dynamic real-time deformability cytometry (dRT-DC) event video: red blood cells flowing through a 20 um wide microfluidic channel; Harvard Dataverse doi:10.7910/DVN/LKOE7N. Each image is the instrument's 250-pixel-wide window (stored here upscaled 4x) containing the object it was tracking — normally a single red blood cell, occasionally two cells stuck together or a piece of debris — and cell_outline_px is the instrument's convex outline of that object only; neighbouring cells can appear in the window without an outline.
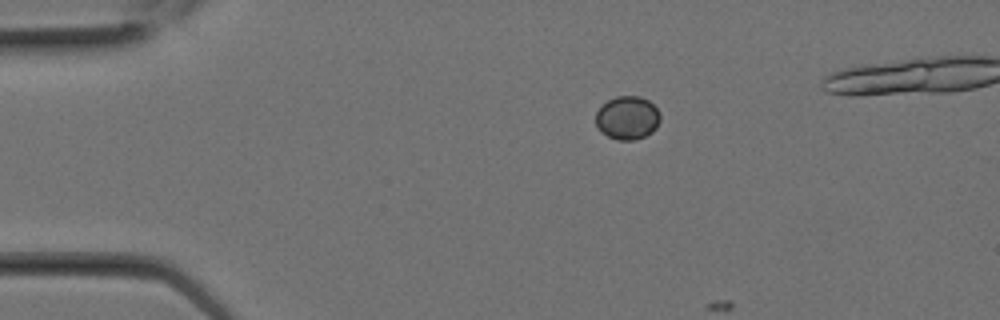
{"species": "Egyptian fruit bat (a non-hibernating species)", "species_latin": "Rousettus aegyptiacus", "temperature_condition": "room temperature", "stored_images_in_passage": 2, "camera_frame_rate_fps": 3000, "um_per_image_px": 0.085, "animal": {"sex": "female"}, "frame": {"image": 1, "passage_image": 1, "time_ms": 0.0, "image_size_px": [1000, 320], "cell_outline_px": [[660, 120], [656, 128], [652, 132], [644, 136], [632, 140], [616, 140], [608, 136], [596, 128], [596, 112], [608, 100], [616, 96], [640, 96], [648, 100], [660, 112]], "centroid_in_image_um": [53.33, 10.02], "position_along_channel_um": 31.7, "area_um2": 16.3}}